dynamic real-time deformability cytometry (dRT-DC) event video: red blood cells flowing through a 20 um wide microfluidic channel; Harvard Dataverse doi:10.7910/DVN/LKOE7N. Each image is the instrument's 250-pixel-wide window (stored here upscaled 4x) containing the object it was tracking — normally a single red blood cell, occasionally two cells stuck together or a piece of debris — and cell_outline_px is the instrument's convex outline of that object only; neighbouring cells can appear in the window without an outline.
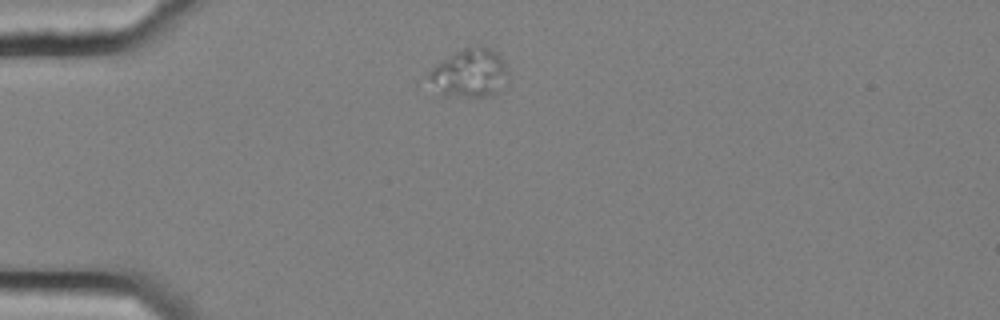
{"species": "common noctule bat (a hibernating species)", "species_latin": "Nyctalus noctula", "temperature_condition": "cold", "stored_images_in_passage": 43, "camera_frame_rate_fps": 3000, "um_per_image_px": 0.085, "animal": {"sex": "female", "body_mass_g": 25.1}, "frame": {"image": 1, "passage_image": 1, "time_ms": 0.0, "image_size_px": [1000, 320], "cell_outline_px": [[508, 76], [496, 92], [492, 96], [440, 96], [416, 84], [416, 80], [436, 64], [464, 48], [480, 44], [484, 44], [496, 52], [504, 60], [508, 72]], "centroid_in_image_um": [39.67, 6.25], "position_along_channel_um": 45.3, "area_um2": 24.04}}
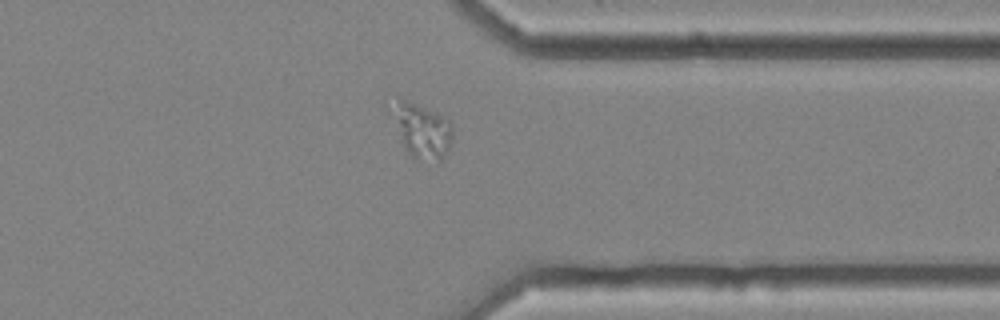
{"frame": {"image": 2, "passage_image": 31, "time_ms": 10.0, "image_size_px": [1000, 320], "cell_outline_px": [[452, 144], [444, 156], [440, 160], [408, 156], [404, 148], [400, 124], [400, 96], [448, 120], [452, 124]], "centroid_in_image_um": [36.05, 11.19], "position_along_channel_um": 375.4, "area_um2": 17.11}}
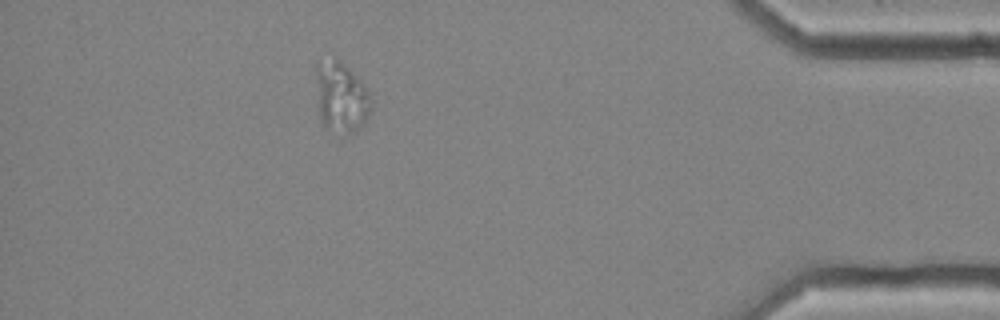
{"frame": {"image": 3, "passage_image": 37, "time_ms": 12.0, "image_size_px": [1000, 320], "cell_outline_px": [[372, 108], [364, 124], [356, 132], [348, 132], [324, 124], [320, 120], [316, 72], [316, 60], [336, 56], [360, 80], [368, 92], [372, 100]], "centroid_in_image_um": [29.01, 8.16], "position_along_channel_um": 406.2, "area_um2": 22.31}}